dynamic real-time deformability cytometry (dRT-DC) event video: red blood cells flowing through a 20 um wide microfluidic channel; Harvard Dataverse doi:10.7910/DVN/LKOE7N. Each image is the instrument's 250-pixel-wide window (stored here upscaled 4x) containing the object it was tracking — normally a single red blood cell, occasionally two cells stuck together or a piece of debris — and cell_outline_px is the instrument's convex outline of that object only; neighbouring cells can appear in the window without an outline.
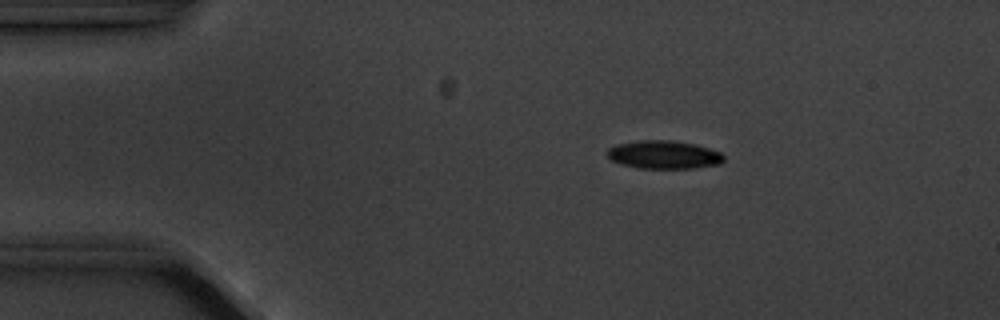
{"species": "common noctule bat (a hibernating species)", "species_latin": "Nyctalus noctula", "temperature_condition": "cold", "stored_images_in_passage": 4, "camera_frame_rate_fps": 3000, "um_per_image_px": 0.085, "animal": {"sex": "male", "body_mass_g": 20.1, "forearm_length_mm": 53.5}, "frame": {"image": 1, "passage_image": 3, "time_ms": 2.333, "image_size_px": [1000, 320], "cell_outline_px": [[724, 160], [720, 164], [692, 168], [636, 168], [620, 164], [612, 160], [604, 152], [608, 148], [616, 144], [640, 140], [668, 140], [696, 144], [720, 152], [724, 156]], "centroid_in_image_um": [56.39, 13.15], "position_along_channel_um": 28.6, "area_um2": 19.25}}